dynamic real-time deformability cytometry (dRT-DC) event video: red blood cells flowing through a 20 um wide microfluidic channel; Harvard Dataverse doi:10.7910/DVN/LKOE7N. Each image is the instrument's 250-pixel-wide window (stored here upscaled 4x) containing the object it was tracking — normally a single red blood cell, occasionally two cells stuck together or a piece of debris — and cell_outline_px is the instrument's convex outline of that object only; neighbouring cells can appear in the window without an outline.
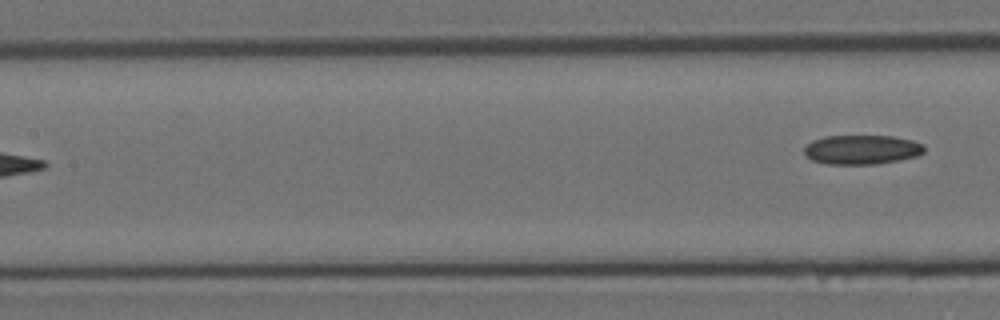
{"species": "Egyptian fruit bat (a non-hibernating species)", "species_latin": "Rousettus aegyptiacus", "temperature_condition": "room temperature", "stored_images_in_passage": 11, "segment_of_instrument_passage": [2, 2], "camera_frame_rate_fps": 3000, "um_per_image_px": 0.085, "animal": {"sex": "female"}, "frame": {"image": 1, "passage_image": 11, "time_ms": 3.333, "image_size_px": [1000, 320], "cell_outline_px": [[924, 152], [916, 156], [876, 164], [828, 164], [812, 160], [804, 152], [804, 148], [812, 140], [824, 136], [892, 136], [912, 140], [924, 144]], "centroid_in_image_um": [73.25, 12.71], "position_along_channel_um": 134.2, "area_um2": 20.4}}